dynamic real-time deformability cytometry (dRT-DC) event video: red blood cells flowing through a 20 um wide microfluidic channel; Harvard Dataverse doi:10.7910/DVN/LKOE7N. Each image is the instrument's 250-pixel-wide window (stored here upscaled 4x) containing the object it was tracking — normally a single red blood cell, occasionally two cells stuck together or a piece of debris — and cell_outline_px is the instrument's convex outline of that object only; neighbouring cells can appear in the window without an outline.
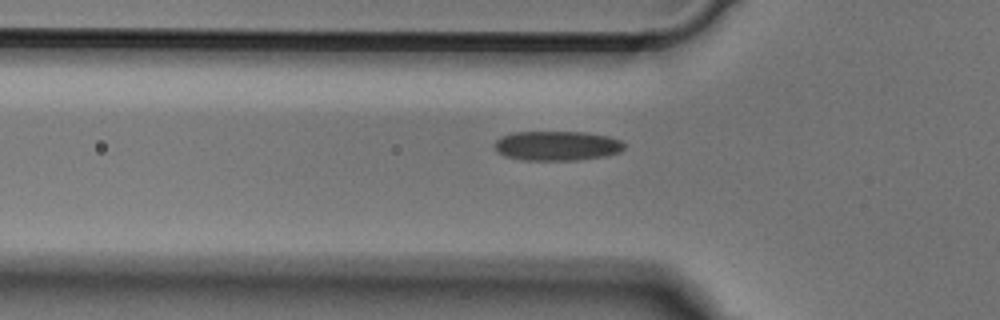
{"species": "Egyptian fruit bat (a non-hibernating species)", "species_latin": "Rousettus aegyptiacus", "temperature_condition": "cold", "stored_images_in_passage": 34, "camera_frame_rate_fps": 3000, "um_per_image_px": 0.085, "animal": {"sex": "male"}, "frame": {"image": 1, "passage_image": 4, "time_ms": 1.0, "image_size_px": [1000, 320], "cell_outline_px": [[624, 148], [620, 152], [604, 156], [576, 160], [524, 160], [504, 156], [496, 152], [492, 144], [496, 140], [512, 132], [584, 132], [608, 136], [620, 140], [624, 144]], "centroid_in_image_um": [47.3, 12.39], "position_along_channel_um": 78.5, "area_um2": 22.43}}
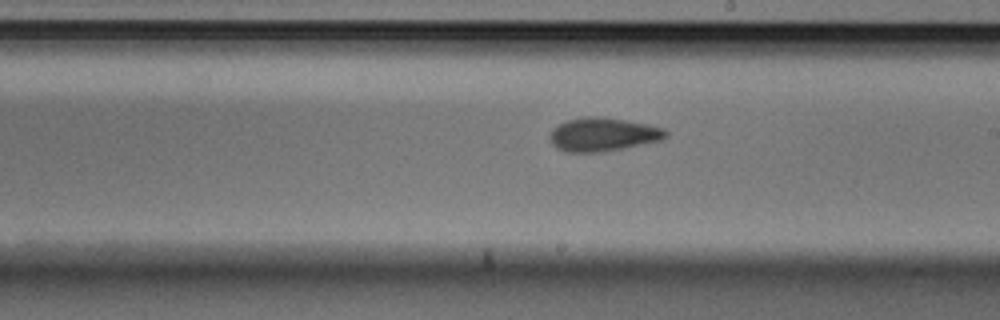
{"frame": {"image": 2, "passage_image": 16, "time_ms": 5.0, "image_size_px": [1000, 320], "cell_outline_px": [[668, 136], [664, 140], [604, 152], [564, 152], [556, 148], [552, 144], [548, 136], [560, 124], [568, 120], [588, 116], [596, 116], [624, 120], [648, 124], [664, 128], [668, 132]], "centroid_in_image_um": [51.29, 11.45], "position_along_channel_um": 237.7, "area_um2": 22.72}}
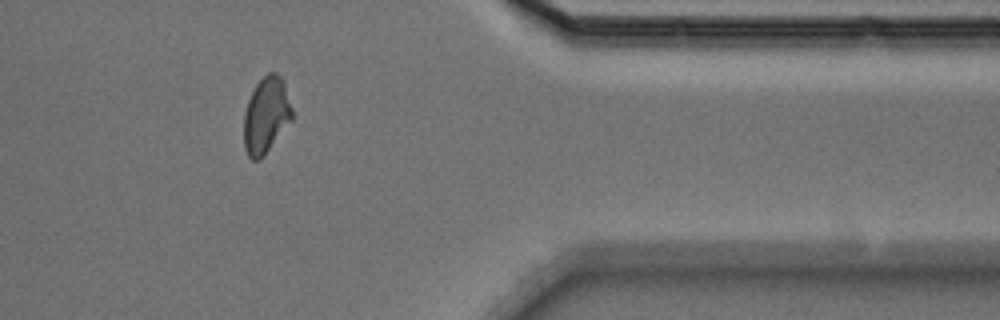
{"frame": {"image": 3, "passage_image": 29, "time_ms": 9.333, "image_size_px": [1000, 320], "cell_outline_px": [[292, 120], [264, 156], [260, 160], [252, 160], [248, 156], [244, 148], [244, 112], [248, 100], [256, 84], [268, 72], [276, 72], [280, 76], [284, 84], [292, 108]], "centroid_in_image_um": [22.61, 9.82], "position_along_channel_um": 388.8, "area_um2": 21.39}}